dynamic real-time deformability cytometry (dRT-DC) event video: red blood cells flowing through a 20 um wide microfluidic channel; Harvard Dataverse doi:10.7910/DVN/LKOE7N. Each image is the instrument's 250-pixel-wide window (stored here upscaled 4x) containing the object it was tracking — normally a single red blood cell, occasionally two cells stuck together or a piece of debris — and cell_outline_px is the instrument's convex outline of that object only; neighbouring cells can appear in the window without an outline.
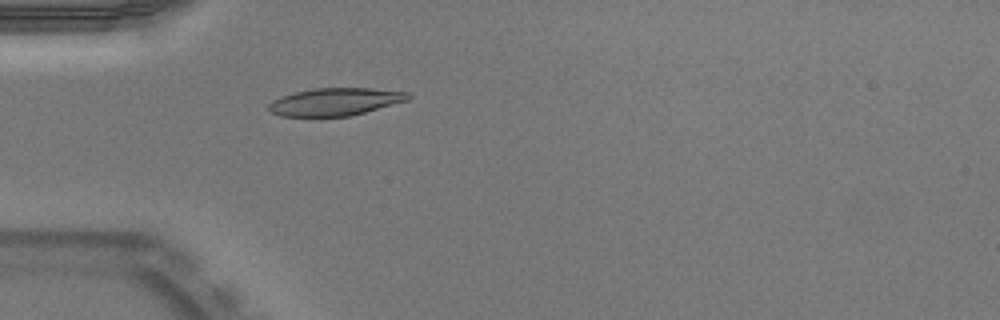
{"species": "Egyptian fruit bat (a non-hibernating species)", "species_latin": "Rousettus aegyptiacus", "temperature_condition": "warm", "stored_images_in_passage": 36, "camera_frame_rate_fps": 3000, "um_per_image_px": 0.085, "animal": {"sex": "male"}, "frame": {"image": 1, "passage_image": 1, "time_ms": 0.0, "image_size_px": [1000, 320], "cell_outline_px": [[412, 96], [408, 100], [364, 112], [348, 116], [280, 116], [268, 112], [268, 104], [272, 100], [280, 96], [312, 88], [372, 88], [412, 92]], "centroid_in_image_um": [28.48, 8.64], "position_along_channel_um": 56.5, "area_um2": 22.54}}
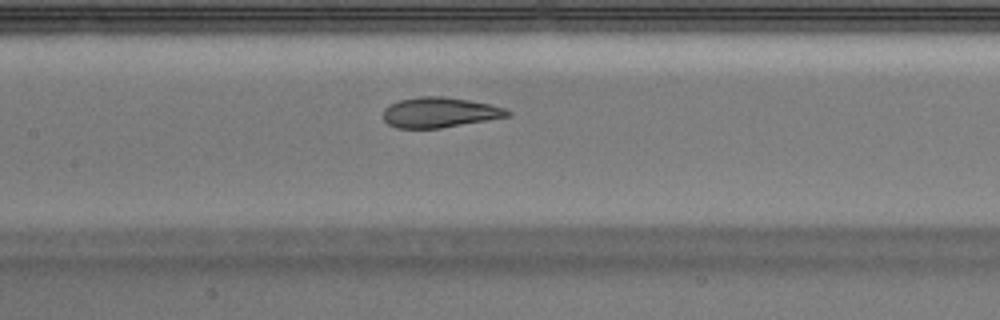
{"frame": {"image": 2, "passage_image": 10, "time_ms": 3.0, "image_size_px": [1000, 320], "cell_outline_px": [[512, 112], [508, 116], [488, 120], [440, 128], [396, 128], [388, 124], [384, 120], [384, 108], [388, 104], [400, 100], [420, 96], [444, 96], [468, 100], [488, 104], [504, 108]], "centroid_in_image_um": [37.33, 9.55], "position_along_channel_um": 170.1, "area_um2": 21.79}}
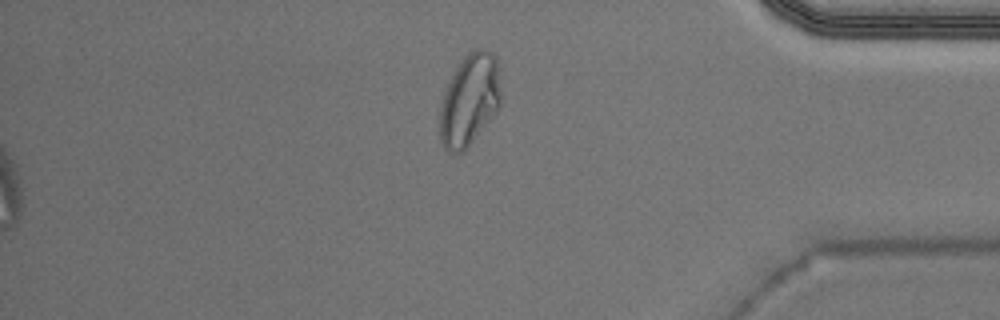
{"frame": {"image": 3, "passage_image": 29, "time_ms": 9.333, "image_size_px": [1000, 320], "cell_outline_px": [[500, 108], [468, 148], [464, 152], [448, 152], [444, 148], [440, 140], [440, 108], [444, 92], [456, 68], [464, 56], [476, 48], [484, 48], [492, 52], [496, 56], [500, 92]], "centroid_in_image_um": [39.92, 8.52], "position_along_channel_um": 395.3, "area_um2": 32.71}, "authors_computed_cell_mechanics": {"area_um2": 22.8888, "velocity_mm_per_s": 3.9607, "shape_relaxation_time_tau1_ms": 7.8022, "shape_relaxation_time_tau2_ms": null, "deformation_change_tau1": 0.234, "deformation_change_tau2": null}}